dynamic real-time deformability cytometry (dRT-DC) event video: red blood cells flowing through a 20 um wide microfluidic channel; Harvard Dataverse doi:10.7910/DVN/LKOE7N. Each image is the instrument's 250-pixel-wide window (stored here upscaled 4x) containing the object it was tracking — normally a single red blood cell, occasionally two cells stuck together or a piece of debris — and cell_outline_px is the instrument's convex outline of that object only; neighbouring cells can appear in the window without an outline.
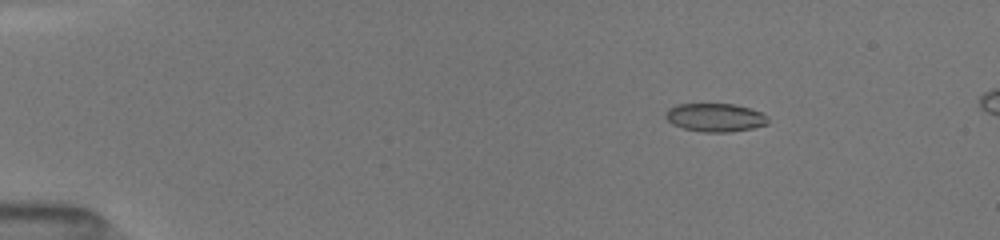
{"species": "common noctule bat (a hibernating species)", "species_latin": "Nyctalus noctula", "temperature_condition": "room temperature", "stored_images_in_passage": 30, "segment_of_instrument_passage": [1, 2], "camera_frame_rate_fps": 3000, "um_per_image_px": 0.085, "animal": {"sex": "female", "body_mass_g": 19.5, "forearm_length_mm": 54.1}, "frame": {"image": 1, "passage_image": 9, "time_ms": 2.667, "image_size_px": [1000, 240], "cell_outline_px": [[768, 124], [752, 128], [732, 132], [704, 132], [684, 128], [672, 124], [664, 116], [664, 112], [668, 108], [676, 104], [736, 104], [760, 112], [768, 116]], "centroid_in_image_um": [60.77, 9.98], "position_along_channel_um": 24.2, "area_um2": 16.99}}
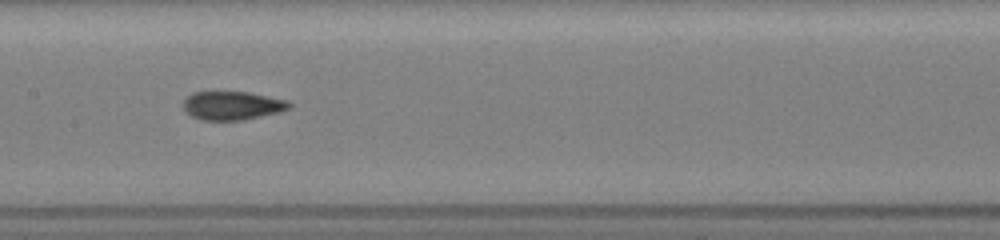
{"frame": {"image": 2, "passage_image": 19, "time_ms": 9.0, "image_size_px": [1000, 240], "cell_outline_px": [[292, 104], [288, 108], [280, 112], [244, 120], [200, 120], [184, 112], [184, 100], [192, 92], [248, 92], [288, 100]], "centroid_in_image_um": [19.74, 8.98], "position_along_channel_um": 187.7, "area_um2": 17.69}}
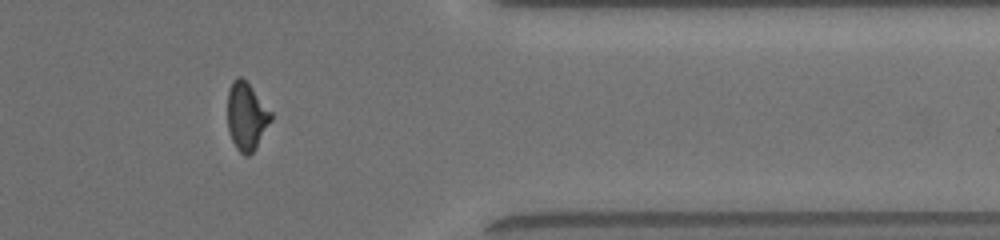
{"frame": {"image": 3, "passage_image": 26, "time_ms": 14.333, "image_size_px": [1000, 240], "cell_outline_px": [[272, 120], [256, 148], [248, 156], [244, 156], [236, 148], [232, 140], [228, 128], [228, 92], [232, 80], [236, 76], [240, 76], [248, 84], [272, 112]], "centroid_in_image_um": [20.95, 9.9], "position_along_channel_um": 390.4, "area_um2": 17.05}}